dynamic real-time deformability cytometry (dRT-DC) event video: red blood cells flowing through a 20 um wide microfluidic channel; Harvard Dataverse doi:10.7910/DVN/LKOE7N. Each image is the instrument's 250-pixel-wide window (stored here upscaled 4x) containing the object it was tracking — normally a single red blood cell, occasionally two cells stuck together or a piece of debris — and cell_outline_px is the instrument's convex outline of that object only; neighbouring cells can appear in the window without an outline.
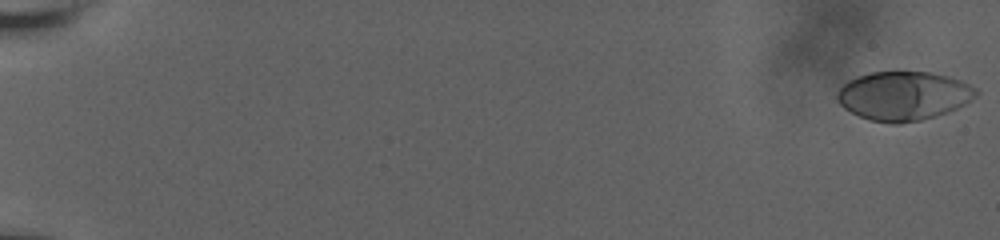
{"species": "human", "species_latin": "Homo sapiens", "temperature_condition": "room temperature", "stored_images_in_passage": 41, "camera_frame_rate_fps": 3000, "um_per_image_px": 0.085, "donor": {"sex": "male"}, "frame": {"image": 1, "passage_image": 1, "time_ms": 0.0, "image_size_px": [1000, 240], "cell_outline_px": [[980, 92], [976, 96], [964, 104], [948, 112], [920, 120], [900, 124], [888, 124], [868, 120], [844, 108], [836, 100], [836, 92], [848, 80], [856, 76], [872, 72], [932, 72], [948, 76], [960, 80], [976, 88]], "centroid_in_image_um": [76.78, 8.15], "position_along_channel_um": 8.2, "area_um2": 39.77}}
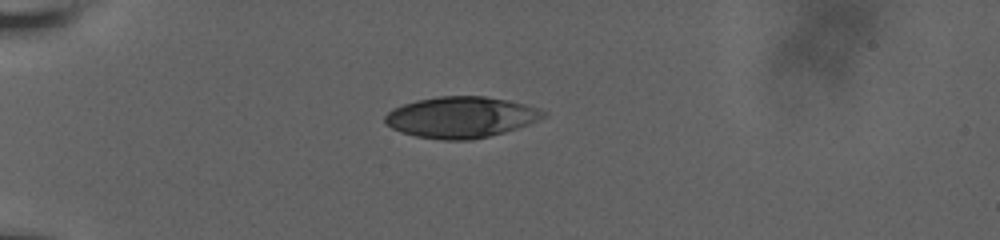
{"frame": {"image": 2, "passage_image": 34, "time_ms": 6.0, "image_size_px": [1000, 240], "cell_outline_px": [[548, 116], [528, 124], [504, 132], [488, 136], [468, 140], [444, 140], [416, 136], [400, 132], [384, 124], [384, 116], [392, 108], [416, 100], [436, 96], [484, 96], [508, 100], [540, 108], [548, 112]], "centroid_in_image_um": [39.17, 9.95], "position_along_channel_um": 45.8, "area_um2": 38.09}}